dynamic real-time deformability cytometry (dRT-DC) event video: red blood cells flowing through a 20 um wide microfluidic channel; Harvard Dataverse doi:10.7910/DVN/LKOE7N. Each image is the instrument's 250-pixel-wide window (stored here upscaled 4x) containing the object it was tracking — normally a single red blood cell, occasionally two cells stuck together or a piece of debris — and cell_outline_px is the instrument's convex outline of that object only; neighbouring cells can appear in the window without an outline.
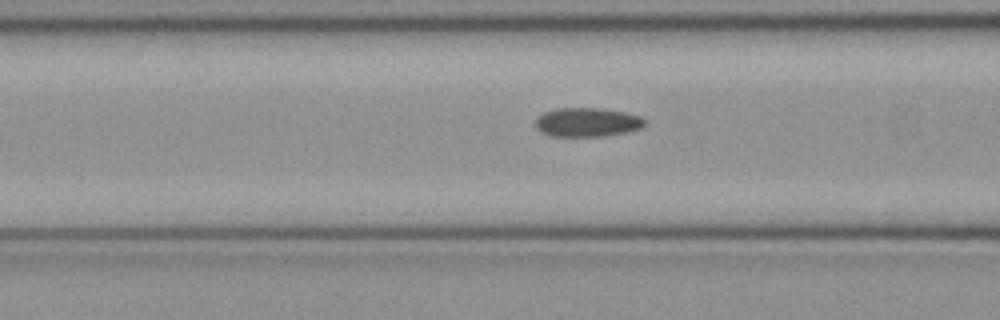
{"species": "common noctule bat (a hibernating species)", "species_latin": "Nyctalus noctula", "temperature_condition": "cold", "stored_images_in_passage": 43, "camera_frame_rate_fps": 3000, "um_per_image_px": 0.085, "animal": {"sex": "female", "body_mass_g": 21.9}, "frame": {"image": 1, "passage_image": 17, "time_ms": 5.333, "image_size_px": [1000, 320], "cell_outline_px": [[644, 124], [640, 128], [624, 132], [604, 136], [548, 136], [540, 132], [536, 128], [536, 116], [544, 112], [556, 108], [600, 108], [624, 112], [640, 116], [644, 120]], "centroid_in_image_um": [49.84, 10.39], "position_along_channel_um": 116.8, "area_um2": 18.44}}
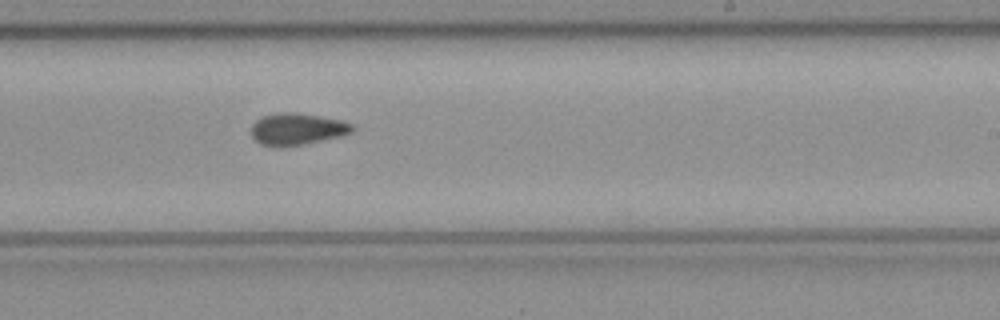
{"frame": {"image": 2, "passage_image": 28, "time_ms": 9.0, "image_size_px": [1000, 320], "cell_outline_px": [[352, 132], [340, 136], [300, 144], [276, 148], [260, 144], [252, 136], [252, 124], [256, 120], [264, 116], [280, 112], [300, 112], [340, 120], [352, 124]], "centroid_in_image_um": [25.21, 10.96], "position_along_channel_um": 263.8, "area_um2": 18.55}}
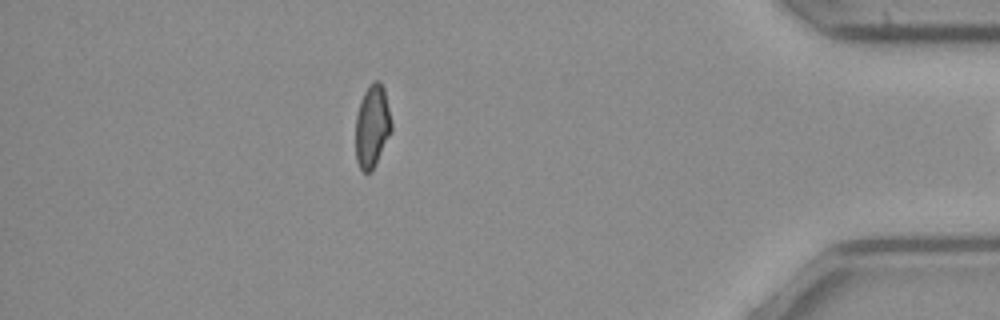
{"frame": {"image": 3, "passage_image": 42, "time_ms": 13.667, "image_size_px": [1000, 320], "cell_outline_px": [[392, 132], [372, 172], [364, 172], [360, 168], [356, 160], [356, 116], [360, 100], [368, 84], [372, 80], [380, 80], [384, 88], [392, 124]], "centroid_in_image_um": [31.64, 10.71], "position_along_channel_um": 403.6, "area_um2": 17.57}}